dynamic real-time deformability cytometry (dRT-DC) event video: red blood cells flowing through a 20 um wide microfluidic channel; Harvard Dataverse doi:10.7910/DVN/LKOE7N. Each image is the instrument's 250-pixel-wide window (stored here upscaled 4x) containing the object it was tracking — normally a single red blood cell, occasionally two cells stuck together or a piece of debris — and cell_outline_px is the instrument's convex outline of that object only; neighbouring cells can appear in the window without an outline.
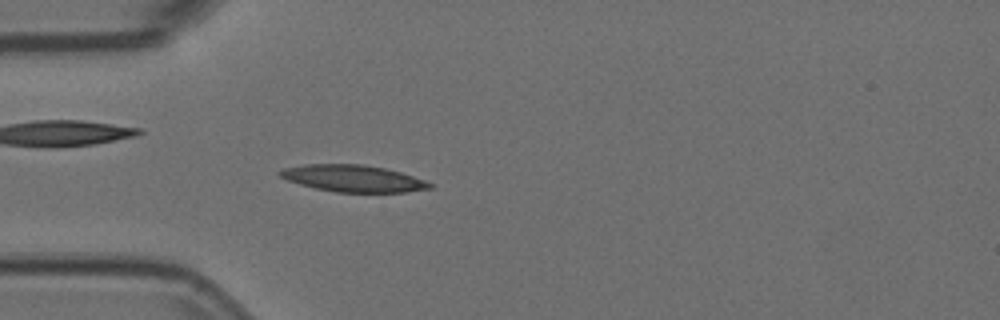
{"species": "Egyptian fruit bat (a non-hibernating species)", "species_latin": "Rousettus aegyptiacus", "temperature_condition": "room temperature", "stored_images_in_passage": 51, "camera_frame_rate_fps": 3000, "um_per_image_px": 0.085, "animal": {"sex": "female"}, "frame": {"image": 1, "passage_image": 12, "time_ms": 3.667, "image_size_px": [1000, 320], "cell_outline_px": [[432, 188], [404, 192], [336, 192], [316, 188], [300, 184], [288, 180], [280, 176], [276, 172], [280, 168], [304, 164], [364, 164], [384, 168], [400, 172], [424, 180], [432, 184]], "centroid_in_image_um": [29.96, 15.15], "position_along_channel_um": 55.0, "area_um2": 23.35}}
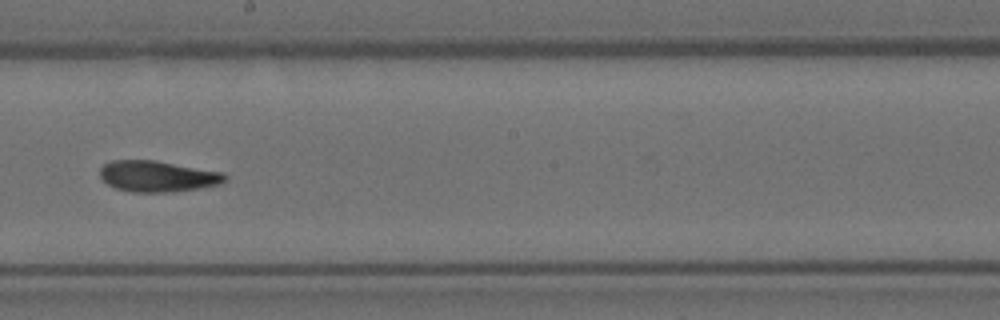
{"frame": {"image": 2, "passage_image": 27, "time_ms": 8.667, "image_size_px": [1000, 320], "cell_outline_px": [[228, 176], [220, 184], [200, 188], [172, 192], [132, 192], [116, 188], [108, 184], [100, 176], [100, 168], [104, 164], [112, 160], [156, 160], [224, 172]], "centroid_in_image_um": [13.41, 14.98], "position_along_channel_um": 234.8, "area_um2": 22.72}}
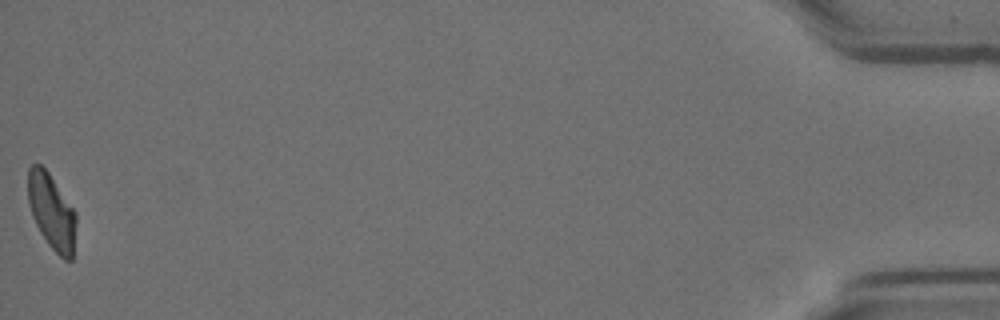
{"frame": {"image": 3, "passage_image": 51, "time_ms": 16.667, "image_size_px": [1000, 320], "cell_outline_px": [[76, 224], [72, 260], [64, 260], [48, 244], [40, 232], [32, 216], [28, 204], [28, 168], [32, 164], [40, 164], [48, 172], [76, 212]], "centroid_in_image_um": [4.38, 17.99], "position_along_channel_um": 430.8, "area_um2": 21.1}, "authors_computed_cell_mechanics": {"area_um2": 22.3108, "velocity_mm_per_s": 3.7137, "shape_relaxation_time_tau1_ms": null, "shape_relaxation_time_tau2_ms": 5.1304, "deformation_change_tau1": null, "deformation_change_tau2": 0.1325}}